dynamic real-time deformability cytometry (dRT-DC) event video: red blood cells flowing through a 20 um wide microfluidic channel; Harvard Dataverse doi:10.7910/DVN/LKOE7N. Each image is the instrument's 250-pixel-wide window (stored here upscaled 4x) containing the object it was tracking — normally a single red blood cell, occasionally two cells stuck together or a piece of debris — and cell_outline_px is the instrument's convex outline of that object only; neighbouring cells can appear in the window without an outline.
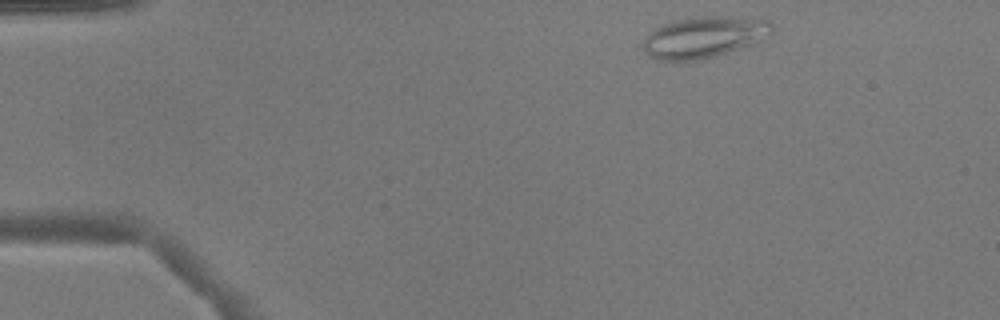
{"species": "common noctule bat (a hibernating species)", "species_latin": "Nyctalus noctula", "temperature_condition": "warm", "stored_images_in_passage": 45, "camera_frame_rate_fps": 3000, "um_per_image_px": 0.085, "animal": {"sex": "male", "body_mass_g": 17.9}, "frame": {"image": 1, "passage_image": 2, "time_ms": 0.333, "image_size_px": [1000, 320], "cell_outline_px": [[772, 32], [768, 36], [752, 44], [716, 56], [696, 60], [660, 60], [648, 56], [644, 48], [644, 40], [656, 28], [664, 24], [688, 16], [720, 16], [768, 20], [772, 24]], "centroid_in_image_um": [59.85, 3.15], "position_along_channel_um": 25.1, "area_um2": 30.63}}
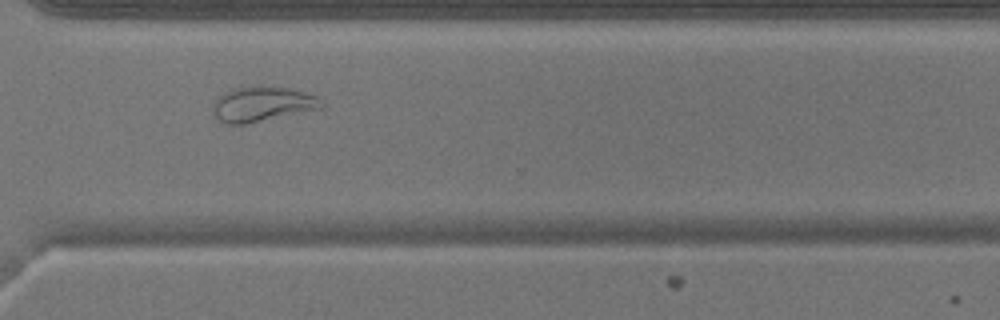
{"frame": {"image": 2, "passage_image": 32, "time_ms": 10.333, "image_size_px": [1000, 320], "cell_outline_px": [[324, 108], [244, 124], [228, 124], [220, 120], [212, 112], [212, 104], [216, 96], [232, 88], [288, 88], [304, 92], [316, 96], [324, 100]], "centroid_in_image_um": [22.29, 8.87], "position_along_channel_um": 348.3, "area_um2": 21.79}}
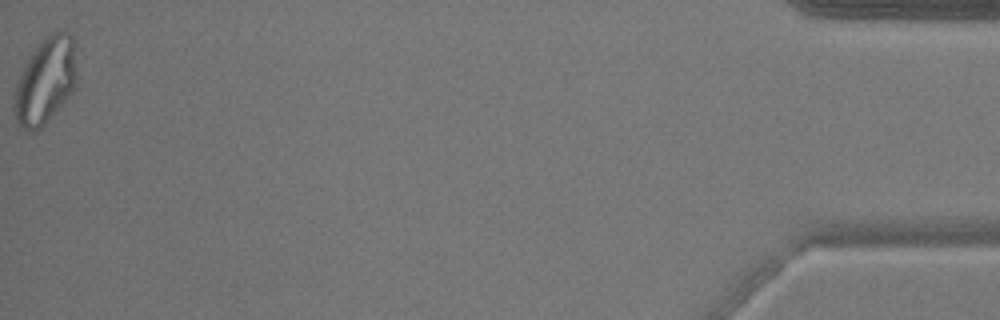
{"frame": {"image": 3, "passage_image": 45, "time_ms": 14.667, "image_size_px": [1000, 320], "cell_outline_px": [[76, 80], [72, 92], [44, 124], [36, 132], [28, 132], [16, 128], [12, 108], [12, 104], [16, 84], [20, 72], [32, 52], [40, 40], [48, 32], [56, 28], [68, 32], [72, 36], [76, 76]], "centroid_in_image_um": [3.79, 6.89], "position_along_channel_um": 431.4, "area_um2": 32.02}}